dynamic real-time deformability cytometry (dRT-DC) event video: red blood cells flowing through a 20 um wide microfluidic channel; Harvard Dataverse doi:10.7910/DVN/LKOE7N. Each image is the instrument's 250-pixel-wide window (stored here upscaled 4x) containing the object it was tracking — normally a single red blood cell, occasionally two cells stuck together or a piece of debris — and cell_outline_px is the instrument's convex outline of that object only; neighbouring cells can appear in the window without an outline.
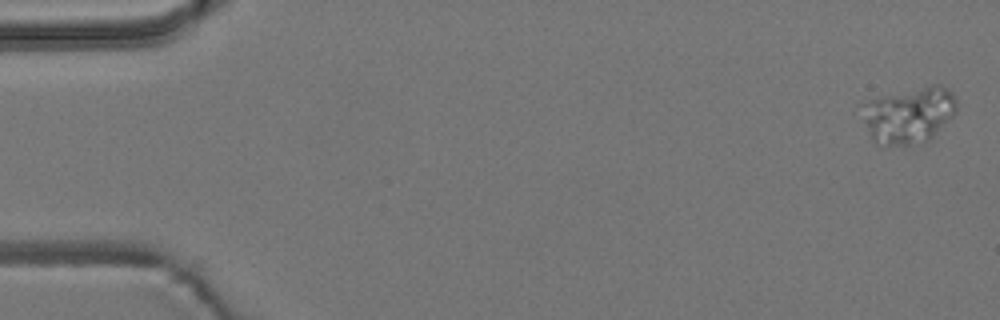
{"species": "common noctule bat (a hibernating species)", "species_latin": "Nyctalus noctula", "temperature_condition": "room temperature", "stored_images_in_passage": 4, "camera_frame_rate_fps": 3000, "um_per_image_px": 0.085, "animal": {"sex": "male", "body_mass_g": 19.2, "forearm_length_mm": 51.8}, "frame": {"image": 1, "passage_image": 1, "time_ms": 0.0, "image_size_px": [1000, 320], "cell_outline_px": [[956, 112], [928, 140], [908, 144], [880, 148], [872, 140], [864, 120], [864, 104], [868, 100], [880, 96], [932, 84], [940, 84], [948, 88], [952, 92], [956, 100]], "centroid_in_image_um": [77.25, 9.77], "position_along_channel_um": 7.8, "area_um2": 30.92}}
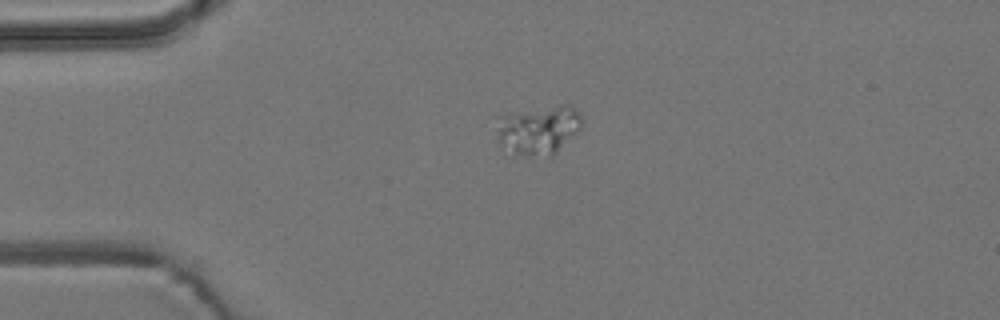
{"frame": {"image": 2, "passage_image": 4, "time_ms": 1.0, "image_size_px": [1000, 320], "cell_outline_px": [[580, 128], [552, 156], [512, 156], [500, 148], [496, 140], [496, 116], [560, 104], [568, 104], [580, 112]], "centroid_in_image_um": [45.65, 11.07], "position_along_channel_um": 39.3, "area_um2": 24.91}}